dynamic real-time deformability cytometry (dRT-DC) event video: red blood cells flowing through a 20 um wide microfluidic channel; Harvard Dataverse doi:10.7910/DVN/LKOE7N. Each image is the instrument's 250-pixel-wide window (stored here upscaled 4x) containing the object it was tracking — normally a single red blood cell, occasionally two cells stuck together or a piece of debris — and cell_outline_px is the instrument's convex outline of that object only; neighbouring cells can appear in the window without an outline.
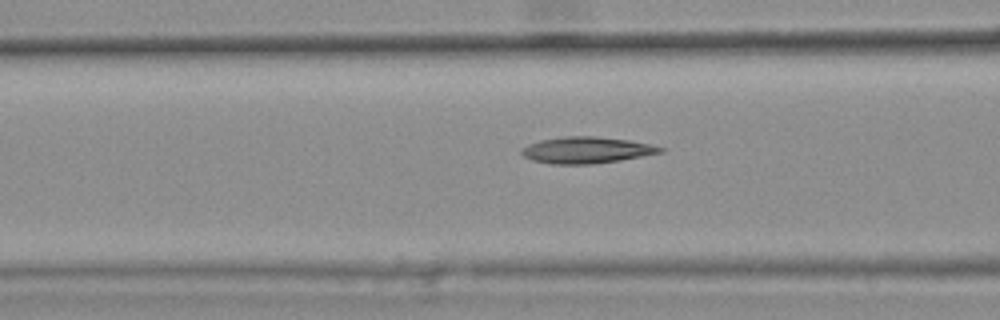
{"species": "common noctule bat (a hibernating species)", "species_latin": "Nyctalus noctula", "temperature_condition": "warm", "stored_images_in_passage": 46, "camera_frame_rate_fps": 3000, "um_per_image_px": 0.085, "animal": {"sex": "female", "body_mass_g": 25.1}, "frame": {"image": 1, "passage_image": 20, "time_ms": 6.333, "image_size_px": [1000, 320], "cell_outline_px": [[664, 152], [620, 160], [592, 164], [548, 164], [532, 160], [524, 156], [520, 152], [520, 148], [528, 144], [540, 140], [564, 136], [592, 136], [628, 140], [648, 144], [664, 148]], "centroid_in_image_um": [49.8, 12.76], "position_along_channel_um": 116.8, "area_um2": 21.33}, "authors_computed_cell_mechanics": {"area_um2": 21.0392, "velocity_mm_per_s": 3.8073, "shape_relaxation_time_tau1_ms": null, "shape_relaxation_time_tau2_ms": 3.1434, "deformation_change_tau1": null, "deformation_change_tau2": 0.1301}}